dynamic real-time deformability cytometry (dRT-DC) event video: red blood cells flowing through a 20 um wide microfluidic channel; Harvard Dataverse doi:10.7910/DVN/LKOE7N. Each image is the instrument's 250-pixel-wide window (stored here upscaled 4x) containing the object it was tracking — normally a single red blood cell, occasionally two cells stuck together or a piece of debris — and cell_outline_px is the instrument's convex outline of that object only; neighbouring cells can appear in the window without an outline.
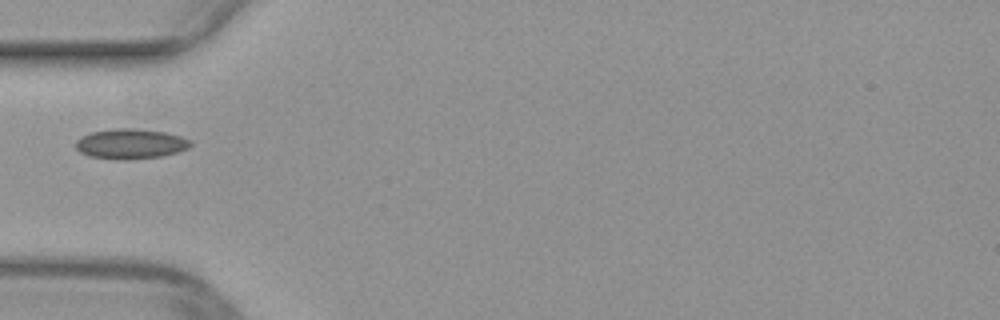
{"species": "common noctule bat (a hibernating species)", "species_latin": "Nyctalus noctula", "temperature_condition": "warm", "stored_images_in_passage": 35, "camera_frame_rate_fps": 3000, "um_per_image_px": 0.085, "animal": {"sex": "female", "body_mass_g": 29.2, "forearm_length_mm": 56.3}, "frame": {"image": 1, "passage_image": 1, "time_ms": 0.0, "image_size_px": [1000, 320], "cell_outline_px": [[192, 144], [188, 148], [176, 152], [160, 156], [128, 160], [116, 160], [88, 156], [80, 152], [76, 148], [76, 140], [92, 132], [116, 128], [132, 128], [164, 132], [180, 136], [192, 140]], "centroid_in_image_um": [11.1, 12.23], "position_along_channel_um": 73.9, "area_um2": 20.06}}
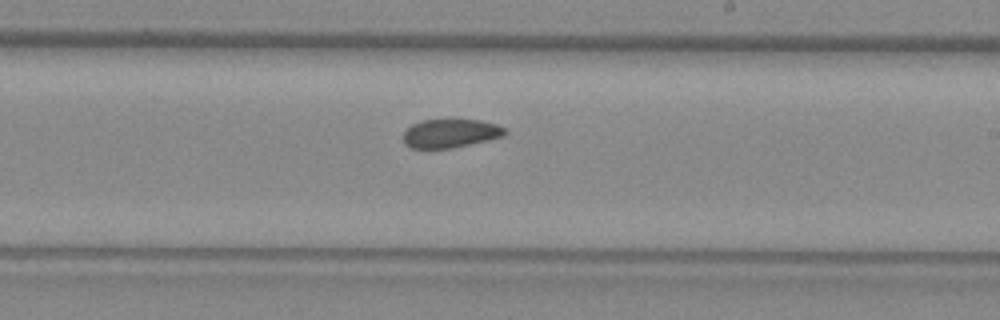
{"frame": {"image": 2, "passage_image": 14, "time_ms": 4.333, "image_size_px": [1000, 320], "cell_outline_px": [[508, 132], [504, 136], [452, 148], [412, 148], [404, 144], [404, 132], [412, 124], [420, 120], [480, 120], [496, 124], [504, 128]], "centroid_in_image_um": [38.28, 11.33], "position_along_channel_um": 250.7, "area_um2": 16.82}}
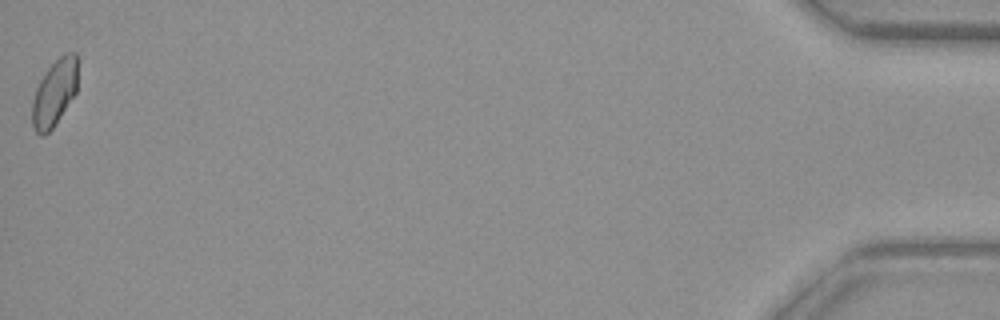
{"frame": {"image": 3, "passage_image": 35, "time_ms": 11.333, "image_size_px": [1000, 320], "cell_outline_px": [[76, 92], [52, 128], [44, 136], [40, 136], [36, 132], [32, 124], [32, 100], [36, 88], [40, 80], [48, 68], [64, 52], [76, 52]], "centroid_in_image_um": [4.6, 7.9], "position_along_channel_um": 430.6, "area_um2": 17.34}}